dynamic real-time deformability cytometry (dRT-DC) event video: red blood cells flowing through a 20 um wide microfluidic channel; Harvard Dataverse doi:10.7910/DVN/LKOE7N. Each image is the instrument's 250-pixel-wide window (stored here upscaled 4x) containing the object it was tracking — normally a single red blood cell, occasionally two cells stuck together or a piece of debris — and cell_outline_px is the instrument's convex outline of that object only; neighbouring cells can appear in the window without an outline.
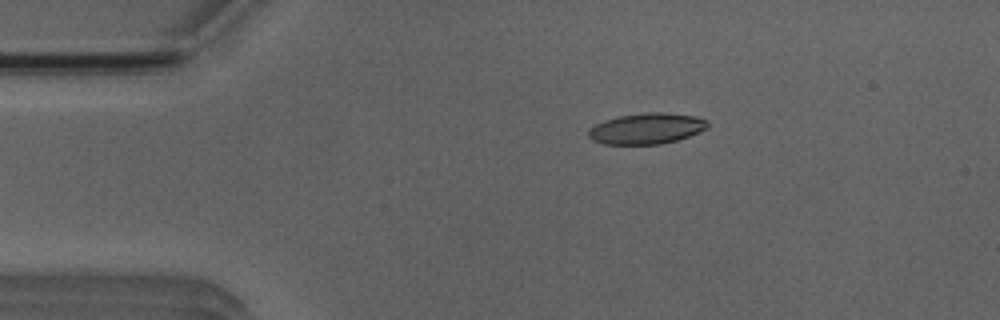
{"species": "Egyptian fruit bat (a non-hibernating species)", "species_latin": "Rousettus aegyptiacus", "temperature_condition": "room temperature", "stored_images_in_passage": 5, "camera_frame_rate_fps": 3000, "um_per_image_px": 0.085, "animal": {"sex": "male"}, "frame": {"image": 1, "passage_image": 1, "time_ms": 0.0, "image_size_px": [1000, 320], "cell_outline_px": [[708, 128], [688, 136], [676, 140], [660, 144], [604, 144], [592, 140], [588, 136], [588, 128], [604, 120], [620, 116], [644, 112], [664, 112], [696, 116], [708, 120]], "centroid_in_image_um": [54.95, 10.92], "position_along_channel_um": 30.0, "area_um2": 21.5}}
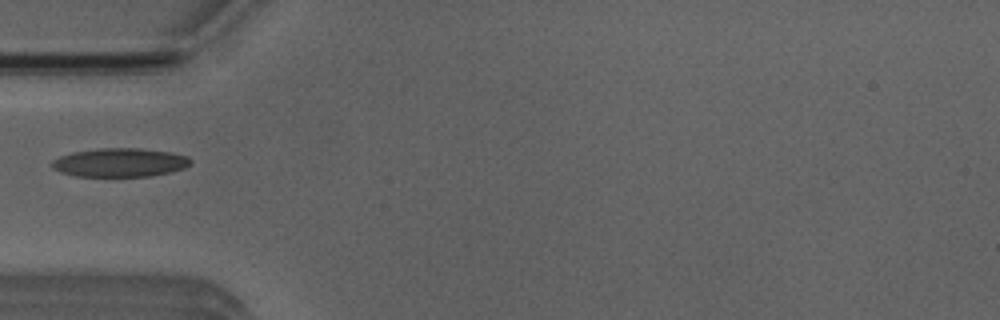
{"frame": {"image": 2, "passage_image": 3, "time_ms": 2.333, "image_size_px": [1000, 320], "cell_outline_px": [[192, 160], [184, 168], [152, 176], [76, 176], [60, 172], [52, 168], [52, 160], [60, 156], [72, 152], [100, 148], [140, 148], [172, 152], [188, 156]], "centroid_in_image_um": [10.18, 13.8], "position_along_channel_um": 74.8, "area_um2": 23.18}}